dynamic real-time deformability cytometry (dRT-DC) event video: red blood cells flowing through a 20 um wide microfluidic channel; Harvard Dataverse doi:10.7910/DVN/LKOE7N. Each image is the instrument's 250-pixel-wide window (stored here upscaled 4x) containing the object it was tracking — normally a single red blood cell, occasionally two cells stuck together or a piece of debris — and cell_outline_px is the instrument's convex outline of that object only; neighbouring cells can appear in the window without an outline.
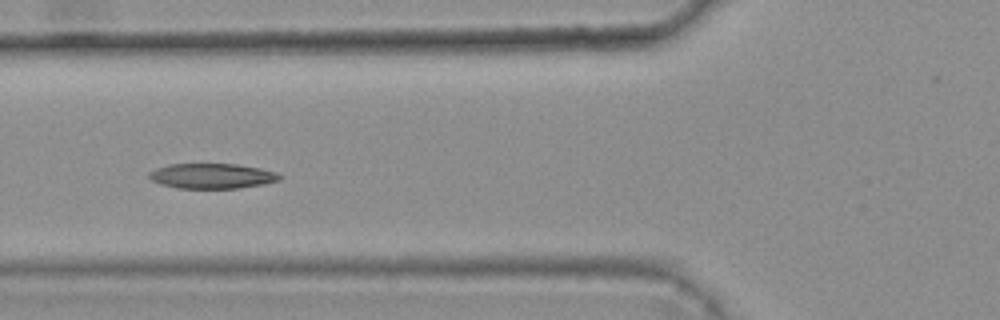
{"species": "common noctule bat (a hibernating species)", "species_latin": "Nyctalus noctula", "temperature_condition": "warm", "stored_images_in_passage": 4, "camera_frame_rate_fps": 3000, "um_per_image_px": 0.085, "animal": {"sex": "female", "body_mass_g": 25.1}, "frame": {"image": 1, "passage_image": 3, "time_ms": 0.667, "image_size_px": [1000, 320], "cell_outline_px": [[284, 176], [280, 180], [264, 184], [240, 188], [180, 188], [160, 184], [152, 180], [148, 176], [148, 172], [156, 168], [168, 164], [236, 164], [260, 168], [276, 172]], "centroid_in_image_um": [18.04, 14.95], "position_along_channel_um": 107.8, "area_um2": 19.19}}
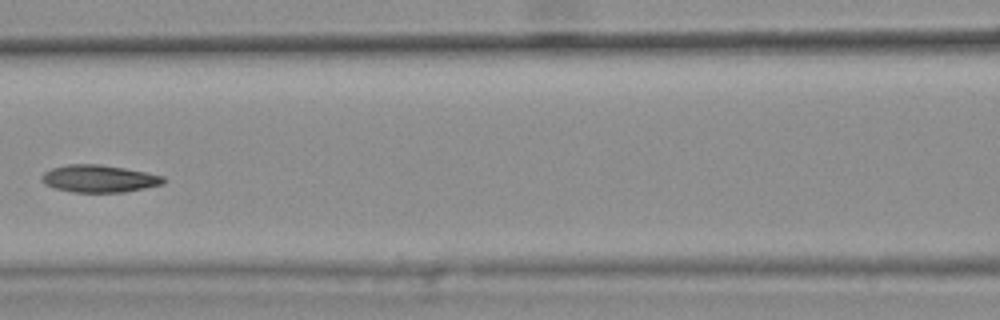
{"frame": {"image": 2, "passage_image": 4, "time_ms": 1.0, "image_size_px": [1000, 320], "cell_outline_px": [[168, 180], [164, 184], [124, 192], [72, 192], [56, 188], [44, 184], [40, 176], [44, 172], [52, 168], [68, 164], [100, 164], [124, 168], [164, 176]], "centroid_in_image_um": [8.43, 15.18], "position_along_channel_um": 158.2, "area_um2": 19.42}}